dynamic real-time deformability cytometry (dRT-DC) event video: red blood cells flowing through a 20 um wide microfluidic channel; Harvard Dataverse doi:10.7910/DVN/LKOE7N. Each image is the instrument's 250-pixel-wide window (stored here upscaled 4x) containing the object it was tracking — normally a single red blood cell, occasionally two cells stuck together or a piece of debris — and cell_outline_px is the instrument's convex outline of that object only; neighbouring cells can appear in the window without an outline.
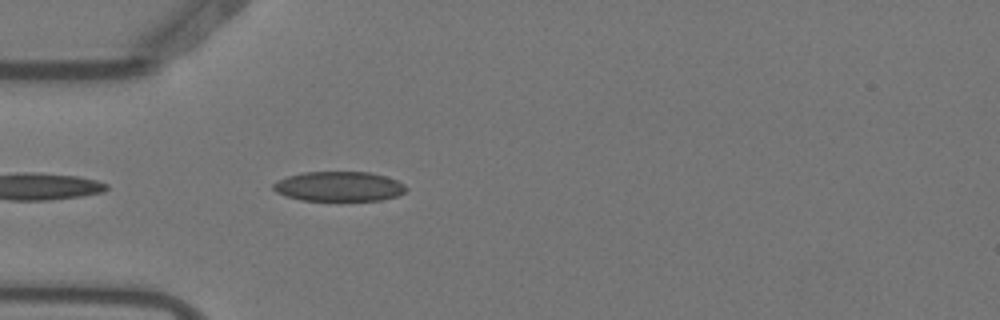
{"species": "Egyptian fruit bat (a non-hibernating species)", "species_latin": "Rousettus aegyptiacus", "temperature_condition": "warm", "stored_images_in_passage": 4, "camera_frame_rate_fps": 3000, "um_per_image_px": 0.085, "animal": {"sex": "female"}, "frame": {"image": 1, "passage_image": 4, "time_ms": 1.0, "image_size_px": [1000, 320], "cell_outline_px": [[408, 188], [404, 192], [396, 196], [380, 200], [300, 200], [284, 196], [276, 192], [272, 188], [272, 184], [288, 176], [304, 172], [368, 172], [384, 176], [396, 180], [404, 184]], "centroid_in_image_um": [28.79, 15.85], "position_along_channel_um": 56.2, "area_um2": 22.89}}